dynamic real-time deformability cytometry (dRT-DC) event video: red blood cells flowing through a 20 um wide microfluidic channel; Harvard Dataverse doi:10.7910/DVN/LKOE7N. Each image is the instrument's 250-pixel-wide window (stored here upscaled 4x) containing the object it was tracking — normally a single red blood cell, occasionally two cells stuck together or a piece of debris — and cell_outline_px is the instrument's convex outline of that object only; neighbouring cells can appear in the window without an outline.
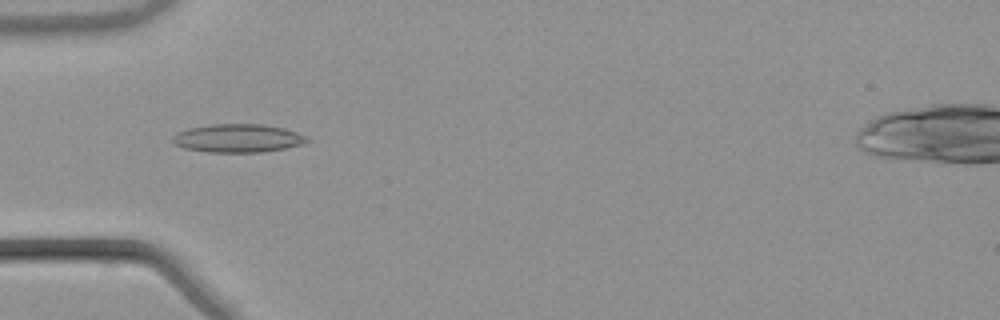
{"species": "common noctule bat (a hibernating species)", "species_latin": "Nyctalus noctula", "temperature_condition": "warm", "stored_images_in_passage": 53, "camera_frame_rate_fps": 3000, "um_per_image_px": 0.085, "animal": {"sex": "male", "body_mass_g": 21.5, "forearm_length_mm": 52.0}, "frame": {"image": 1, "passage_image": 17, "time_ms": 5.333, "image_size_px": [1000, 320], "cell_outline_px": [[308, 140], [300, 144], [284, 148], [260, 152], [208, 152], [184, 148], [176, 144], [172, 140], [172, 136], [176, 132], [188, 128], [212, 124], [260, 124], [284, 128], [296, 132], [304, 136]], "centroid_in_image_um": [20.15, 11.74], "position_along_channel_um": 64.9, "area_um2": 21.91}}
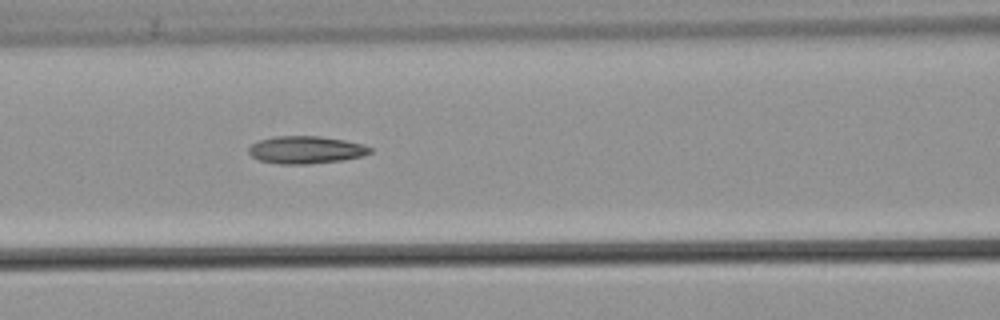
{"frame": {"image": 2, "passage_image": 23, "time_ms": 7.333, "image_size_px": [1000, 320], "cell_outline_px": [[372, 152], [364, 156], [344, 160], [308, 164], [280, 164], [260, 160], [252, 156], [248, 152], [248, 148], [252, 144], [260, 140], [272, 136], [320, 136], [344, 140], [360, 144], [372, 148]], "centroid_in_image_um": [26.01, 12.74], "position_along_channel_um": 140.6, "area_um2": 19.48}}
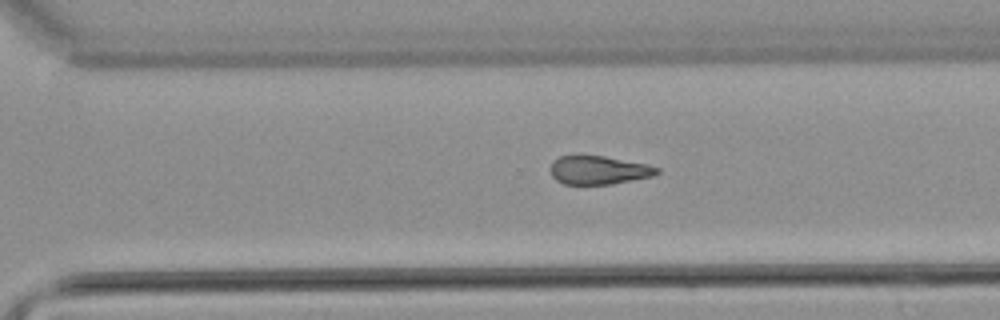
{"frame": {"image": 3, "passage_image": 37, "time_ms": 12.0, "image_size_px": [1000, 320], "cell_outline_px": [[660, 172], [652, 176], [612, 184], [564, 184], [556, 180], [552, 176], [552, 160], [560, 156], [604, 156], [644, 164], [660, 168]], "centroid_in_image_um": [50.88, 14.47], "position_along_channel_um": 319.7, "area_um2": 17.4}, "authors_computed_cell_mechanics": {"area_um2": 19.1318, "velocity_mm_per_s": 3.8488, "shape_relaxation_time_tau1_ms": null, "shape_relaxation_time_tau2_ms": 6.5404, "deformation_change_tau1": null, "deformation_change_tau2": 0.1798}}